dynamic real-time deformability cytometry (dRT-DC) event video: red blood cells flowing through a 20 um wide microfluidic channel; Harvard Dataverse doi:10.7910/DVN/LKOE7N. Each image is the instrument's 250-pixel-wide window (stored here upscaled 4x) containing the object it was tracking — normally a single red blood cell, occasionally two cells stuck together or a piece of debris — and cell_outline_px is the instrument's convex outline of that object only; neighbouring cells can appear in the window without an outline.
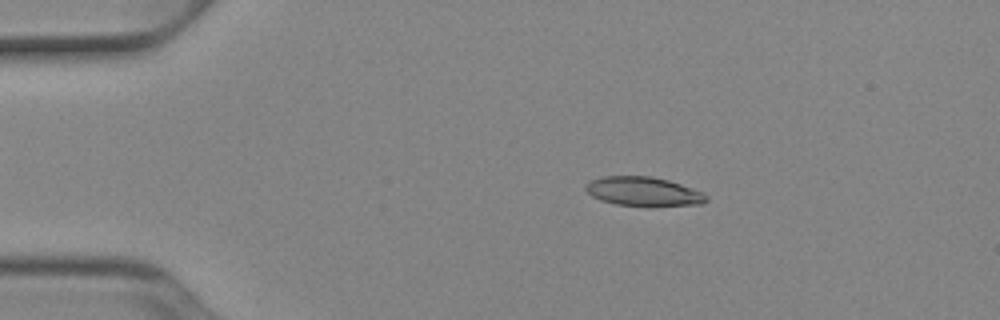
{"species": "Egyptian fruit bat (a non-hibernating species)", "species_latin": "Rousettus aegyptiacus", "temperature_condition": "cold", "stored_images_in_passage": 51, "camera_frame_rate_fps": 3000, "um_per_image_px": 0.085, "animal": {"sex": "female"}, "frame": {"image": 1, "passage_image": 9, "time_ms": 2.667, "image_size_px": [1000, 320], "cell_outline_px": [[708, 200], [704, 204], [652, 208], [648, 208], [616, 204], [600, 200], [592, 196], [584, 188], [584, 184], [588, 180], [604, 176], [652, 176], [668, 180], [704, 192], [708, 196]], "centroid_in_image_um": [54.72, 16.31], "position_along_channel_um": 30.3, "area_um2": 21.33}}
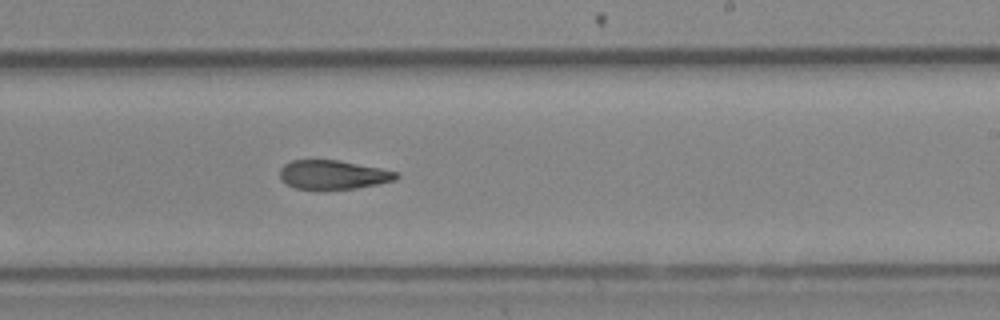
{"frame": {"image": 2, "passage_image": 31, "time_ms": 10.0, "image_size_px": [1000, 320], "cell_outline_px": [[400, 176], [396, 180], [356, 188], [296, 188], [288, 184], [280, 176], [280, 168], [284, 164], [292, 160], [340, 160], [400, 172]], "centroid_in_image_um": [28.36, 14.82], "position_along_channel_um": 260.6, "area_um2": 19.36}}
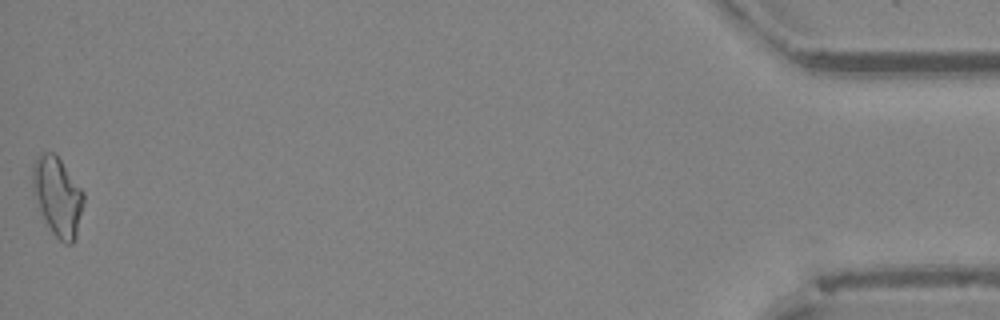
{"frame": {"image": 3, "passage_image": 51, "time_ms": 16.667, "image_size_px": [1000, 320], "cell_outline_px": [[84, 204], [76, 236], [72, 244], [64, 244], [52, 232], [32, 192], [32, 164], [44, 152], [56, 152], [84, 192]], "centroid_in_image_um": [4.91, 16.66], "position_along_channel_um": 430.3, "area_um2": 23.35}, "authors_computed_cell_mechanics": {"area_um2": 20.7502, "velocity_mm_per_s": 3.9245, "shape_relaxation_time_tau1_ms": null, "shape_relaxation_time_tau2_ms": 4.6337, "deformation_change_tau1": null, "deformation_change_tau2": 0.1315}}